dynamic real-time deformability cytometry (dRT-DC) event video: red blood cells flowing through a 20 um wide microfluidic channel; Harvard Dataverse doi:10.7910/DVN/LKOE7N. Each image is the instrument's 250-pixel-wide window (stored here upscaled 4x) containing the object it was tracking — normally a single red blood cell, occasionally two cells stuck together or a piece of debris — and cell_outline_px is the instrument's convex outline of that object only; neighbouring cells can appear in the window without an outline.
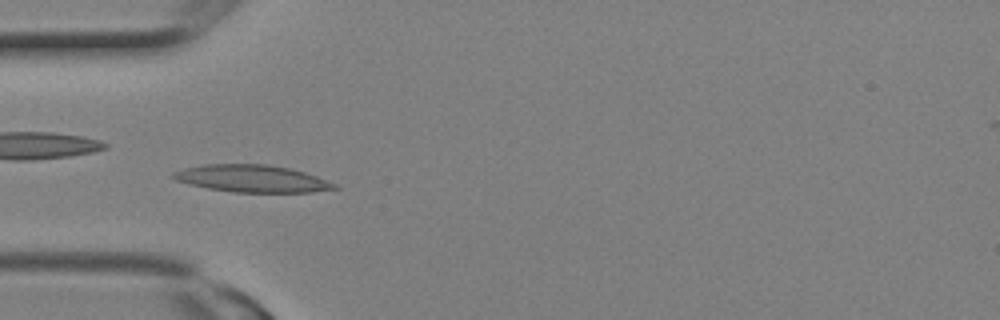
{"species": "Egyptian fruit bat (a non-hibernating species)", "species_latin": "Rousettus aegyptiacus", "temperature_condition": "room temperature", "stored_images_in_passage": 12, "camera_frame_rate_fps": 3000, "um_per_image_px": 0.085, "animal": {"sex": "female"}, "frame": {"image": 1, "passage_image": 9, "time_ms": 2.667, "image_size_px": [1000, 320], "cell_outline_px": [[340, 188], [312, 192], [232, 192], [208, 188], [188, 184], [176, 180], [172, 176], [172, 172], [184, 168], [204, 164], [268, 164], [288, 168], [304, 172], [316, 176], [336, 184]], "centroid_in_image_um": [21.41, 15.18], "position_along_channel_um": 63.6, "area_um2": 25.49}}
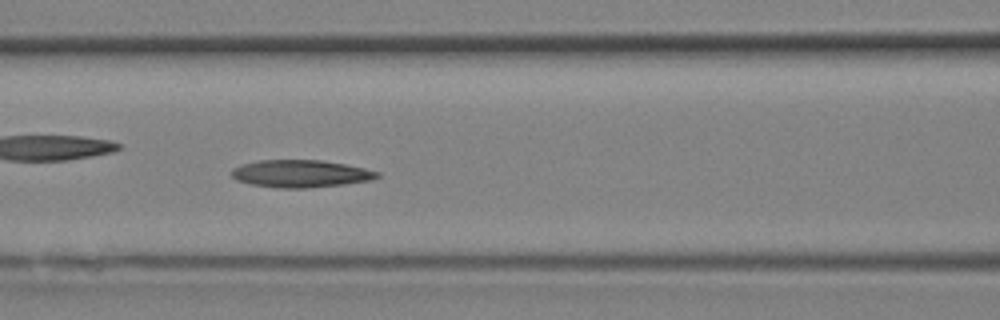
{"frame": {"image": 2, "passage_image": 12, "time_ms": 3.667, "image_size_px": [1000, 320], "cell_outline_px": [[380, 176], [368, 180], [344, 184], [304, 188], [276, 188], [248, 184], [236, 180], [232, 176], [232, 168], [256, 160], [320, 160], [344, 164], [364, 168], [380, 172]], "centroid_in_image_um": [25.51, 14.76], "position_along_channel_um": 141.1, "area_um2": 23.18}}